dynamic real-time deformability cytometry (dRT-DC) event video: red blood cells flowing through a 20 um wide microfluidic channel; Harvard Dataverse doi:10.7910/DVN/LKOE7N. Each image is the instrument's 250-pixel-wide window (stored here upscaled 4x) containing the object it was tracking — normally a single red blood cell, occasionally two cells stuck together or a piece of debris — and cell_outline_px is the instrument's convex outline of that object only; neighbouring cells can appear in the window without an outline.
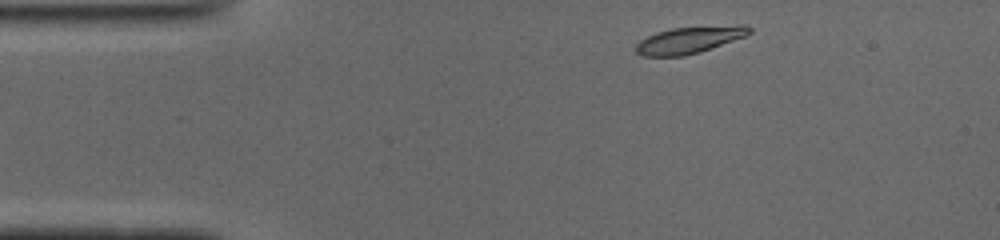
{"species": "common noctule bat (a hibernating species)", "species_latin": "Nyctalus noctula", "temperature_condition": "cold", "stored_images_in_passage": 45, "camera_frame_rate_fps": 3000, "um_per_image_px": 0.085, "animal": {"sex": "male", "body_mass_g": 19.0, "forearm_length_mm": 50.8}, "frame": {"image": 1, "passage_image": 2, "time_ms": 0.333, "image_size_px": [1000, 240], "cell_outline_px": [[752, 32], [744, 36], [712, 48], [700, 52], [684, 56], [640, 56], [636, 52], [636, 44], [640, 40], [656, 32], [672, 28], [740, 24], [744, 24], [752, 28]], "centroid_in_image_um": [58.6, 3.39], "position_along_channel_um": 26.4, "area_um2": 17.8}}
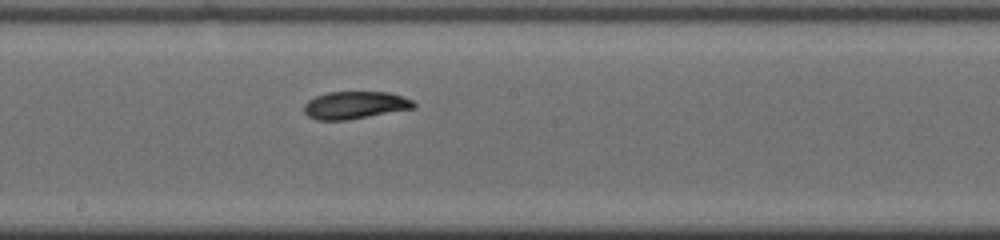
{"frame": {"image": 2, "passage_image": 21, "time_ms": 6.667, "image_size_px": [1000, 240], "cell_outline_px": [[416, 108], [344, 120], [316, 120], [308, 116], [304, 112], [304, 104], [308, 100], [316, 96], [328, 92], [388, 92], [404, 96], [412, 100], [416, 104]], "centroid_in_image_um": [30.18, 8.93], "position_along_channel_um": 218.0, "area_um2": 17.57}}
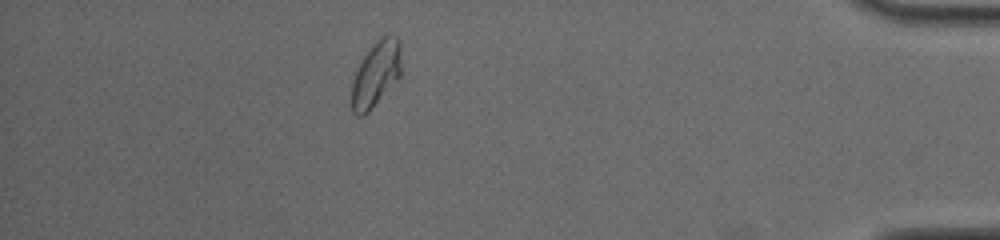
{"frame": {"image": 3, "passage_image": 39, "time_ms": 12.667, "image_size_px": [1000, 240], "cell_outline_px": [[400, 76], [368, 112], [364, 116], [356, 116], [352, 112], [352, 80], [364, 56], [376, 40], [380, 36], [388, 32], [396, 36], [400, 40]], "centroid_in_image_um": [31.96, 6.25], "position_along_channel_um": 403.2, "area_um2": 18.84}, "authors_computed_cell_mechanics": {"area_um2": 17.918, "velocity_mm_per_s": 3.893, "shape_relaxation_time_tau1_ms": 8.3407, "shape_relaxation_time_tau2_ms": 2.7625, "deformation_change_tau1": 0.2033, "deformation_change_tau2": 0.0573}}